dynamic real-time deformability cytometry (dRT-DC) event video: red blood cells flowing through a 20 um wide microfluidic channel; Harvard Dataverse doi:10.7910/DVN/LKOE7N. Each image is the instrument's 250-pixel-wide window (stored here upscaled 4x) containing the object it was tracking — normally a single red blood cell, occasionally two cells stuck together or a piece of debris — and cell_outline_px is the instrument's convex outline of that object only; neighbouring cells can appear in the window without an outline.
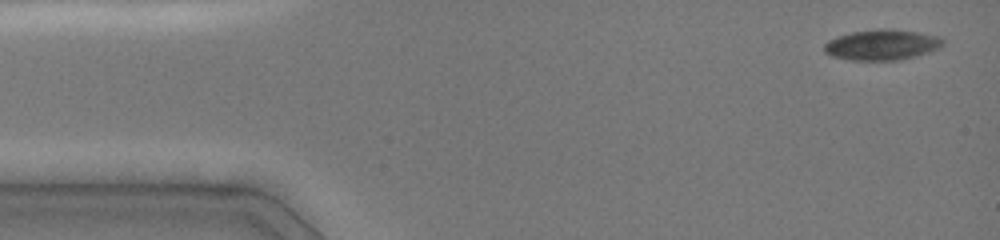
{"species": "common noctule bat (a hibernating species)", "species_latin": "Nyctalus noctula", "temperature_condition": "cold", "stored_images_in_passage": 8, "camera_frame_rate_fps": 3000, "um_per_image_px": 0.085, "animal": {"sex": "female", "body_mass_g": 19.0, "forearm_length_mm": 51.5}, "frame": {"image": 1, "passage_image": 1, "time_ms": 0.0, "image_size_px": [1000, 240], "cell_outline_px": [[944, 44], [928, 52], [916, 56], [900, 60], [852, 60], [832, 56], [824, 52], [824, 44], [828, 40], [836, 36], [852, 32], [884, 28], [916, 32], [940, 36], [944, 40]], "centroid_in_image_um": [74.94, 3.81], "position_along_channel_um": 10.1, "area_um2": 21.04}}
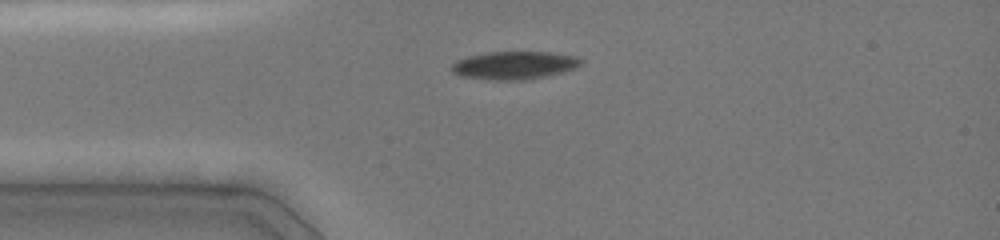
{"frame": {"image": 2, "passage_image": 7, "time_ms": 3.0, "image_size_px": [1000, 240], "cell_outline_px": [[584, 60], [576, 68], [564, 72], [548, 76], [524, 80], [492, 80], [460, 76], [452, 72], [452, 64], [456, 60], [468, 56], [488, 52], [552, 52], [576, 56]], "centroid_in_image_um": [43.74, 5.55], "position_along_channel_um": 41.3, "area_um2": 21.27}}